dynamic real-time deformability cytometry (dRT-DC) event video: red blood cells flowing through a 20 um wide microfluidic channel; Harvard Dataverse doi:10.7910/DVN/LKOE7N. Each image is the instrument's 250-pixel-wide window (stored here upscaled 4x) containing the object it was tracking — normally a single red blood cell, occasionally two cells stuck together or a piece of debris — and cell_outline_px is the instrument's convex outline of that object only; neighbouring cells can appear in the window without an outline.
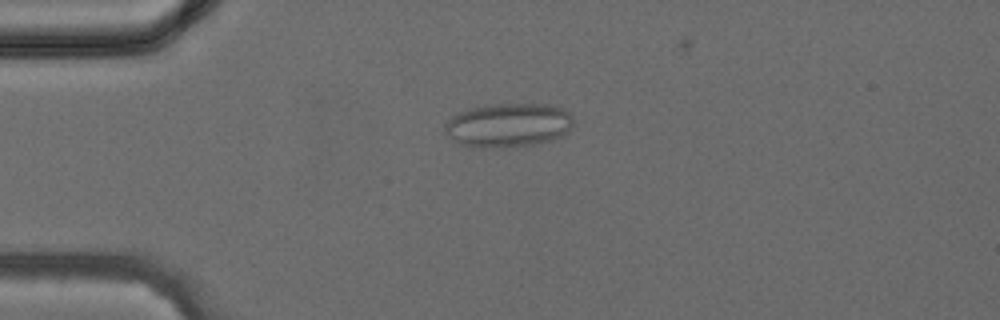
{"species": "common noctule bat (a hibernating species)", "species_latin": "Nyctalus noctula", "temperature_condition": "cold", "stored_images_in_passage": 39, "segment_of_instrument_passage": [1, 2], "camera_frame_rate_fps": 3000, "um_per_image_px": 0.085, "animal": {"sex": "female", "body_mass_g": 24.6, "forearm_length_mm": 56.2}, "frame": {"image": 1, "passage_image": 10, "time_ms": 3.0, "image_size_px": [1000, 320], "cell_outline_px": [[572, 128], [564, 136], [556, 140], [536, 144], [504, 148], [476, 148], [456, 144], [444, 132], [444, 124], [456, 112], [468, 108], [484, 104], [552, 104], [564, 108], [572, 116]], "centroid_in_image_um": [43.19, 10.65], "position_along_channel_um": 41.8, "area_um2": 34.1}}